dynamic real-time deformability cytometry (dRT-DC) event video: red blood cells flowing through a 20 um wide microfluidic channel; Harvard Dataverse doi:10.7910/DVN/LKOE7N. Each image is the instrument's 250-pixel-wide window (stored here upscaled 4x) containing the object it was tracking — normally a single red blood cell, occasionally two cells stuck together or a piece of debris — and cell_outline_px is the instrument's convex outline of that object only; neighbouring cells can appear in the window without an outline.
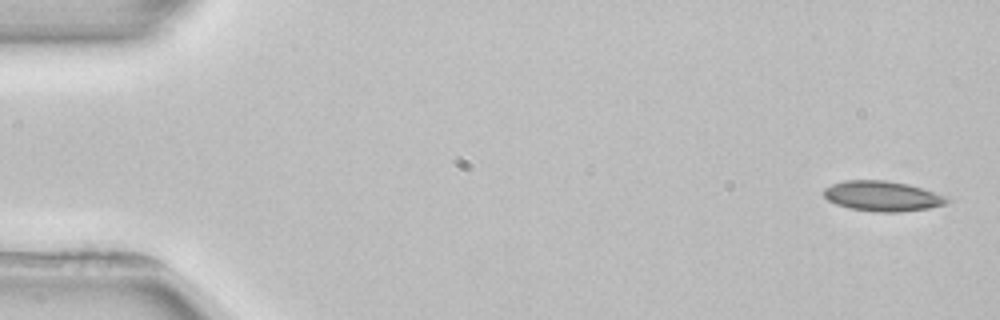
{"species": "common noctule bat (a hibernating species)", "species_latin": "Nyctalus noctula", "temperature_condition": "room temperature", "stored_images_in_passage": 4, "camera_frame_rate_fps": 3000, "um_per_image_px": 0.085, "animal": {"sex": "female", "body_mass_g": 22.7, "forearm_length_mm": 54.2}, "frame": {"image": 1, "passage_image": 1, "time_ms": 0.0, "image_size_px": [1000, 320], "cell_outline_px": [[952, 200], [944, 204], [928, 208], [900, 212], [876, 212], [848, 208], [836, 204], [828, 200], [824, 196], [824, 188], [832, 184], [844, 180], [884, 180], [908, 184], [944, 196]], "centroid_in_image_um": [74.96, 16.67], "position_along_channel_um": 10.0, "area_um2": 21.5}}
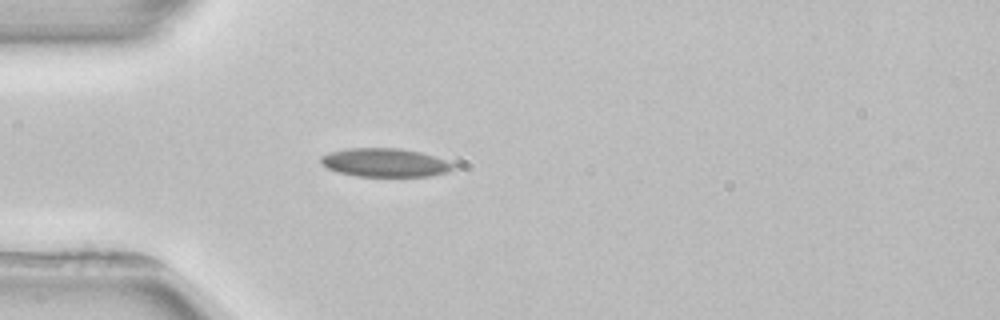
{"frame": {"image": 2, "passage_image": 4, "time_ms": 4.333, "image_size_px": [1000, 320], "cell_outline_px": [[456, 168], [448, 172], [428, 176], [356, 176], [336, 172], [320, 164], [320, 156], [328, 152], [348, 148], [400, 148], [420, 152], [456, 164]], "centroid_in_image_um": [32.68, 13.82], "position_along_channel_um": 52.3, "area_um2": 22.14}}